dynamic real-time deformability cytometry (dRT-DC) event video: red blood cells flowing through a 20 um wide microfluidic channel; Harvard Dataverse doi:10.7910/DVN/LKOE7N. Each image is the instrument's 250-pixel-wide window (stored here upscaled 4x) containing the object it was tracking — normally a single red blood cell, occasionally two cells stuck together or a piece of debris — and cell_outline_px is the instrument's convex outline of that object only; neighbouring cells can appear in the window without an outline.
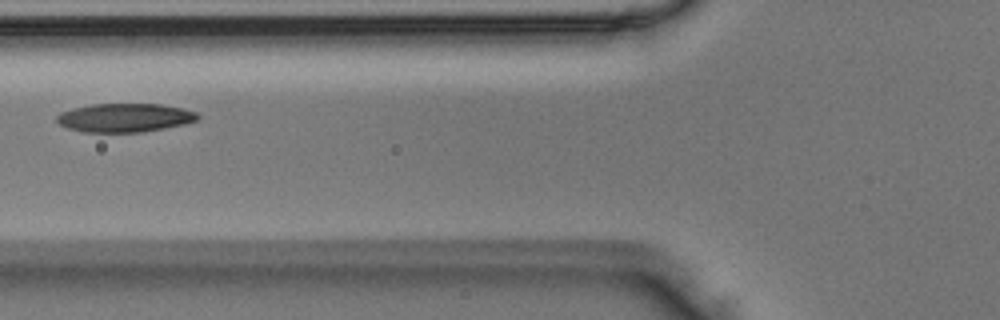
{"species": "Egyptian fruit bat (a non-hibernating species)", "species_latin": "Rousettus aegyptiacus", "temperature_condition": "room temperature", "stored_images_in_passage": 6, "camera_frame_rate_fps": 3000, "um_per_image_px": 0.085, "animal": {"sex": "male"}, "frame": {"image": 1, "passage_image": 6, "time_ms": 1.667, "image_size_px": [1000, 320], "cell_outline_px": [[200, 116], [196, 120], [184, 124], [164, 128], [140, 132], [84, 132], [68, 128], [60, 124], [56, 120], [56, 116], [60, 112], [72, 108], [92, 104], [160, 104], [180, 108], [196, 112]], "centroid_in_image_um": [10.57, 10.0], "position_along_channel_um": 115.2, "area_um2": 23.41}}